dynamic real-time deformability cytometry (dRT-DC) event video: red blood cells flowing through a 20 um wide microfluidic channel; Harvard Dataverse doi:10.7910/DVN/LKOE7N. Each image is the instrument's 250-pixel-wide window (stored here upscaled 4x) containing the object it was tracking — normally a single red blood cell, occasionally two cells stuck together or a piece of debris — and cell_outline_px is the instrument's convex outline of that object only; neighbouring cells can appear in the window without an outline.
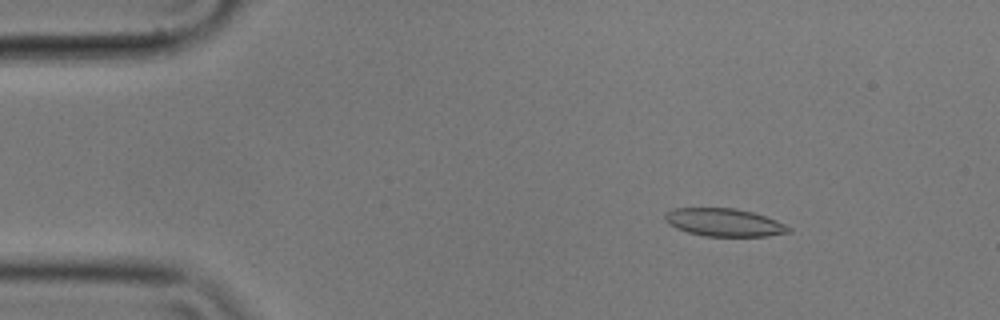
{"species": "common noctule bat (a hibernating species)", "species_latin": "Nyctalus noctula", "temperature_condition": "cold", "stored_images_in_passage": 56, "camera_frame_rate_fps": 3000, "um_per_image_px": 0.085, "animal": {"sex": "male", "body_mass_g": 17.9}, "frame": {"image": 1, "passage_image": 8, "time_ms": 2.333, "image_size_px": [1000, 320], "cell_outline_px": [[792, 232], [768, 236], [704, 236], [688, 232], [676, 228], [668, 224], [664, 220], [664, 212], [672, 208], [736, 208], [752, 212], [776, 220], [792, 228]], "centroid_in_image_um": [61.53, 18.9], "position_along_channel_um": 23.5, "area_um2": 20.23}}
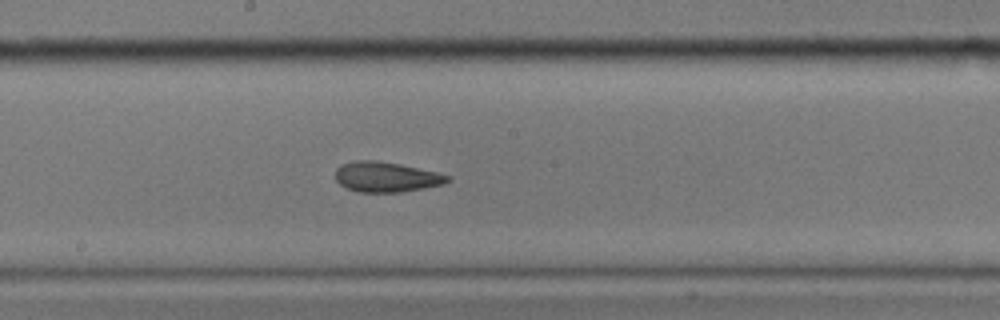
{"frame": {"image": 2, "passage_image": 30, "time_ms": 9.667, "image_size_px": [1000, 320], "cell_outline_px": [[452, 180], [444, 184], [400, 192], [360, 192], [348, 188], [340, 184], [336, 180], [336, 168], [340, 164], [356, 160], [376, 160], [400, 164], [436, 172], [452, 176]], "centroid_in_image_um": [32.84, 15.03], "position_along_channel_um": 215.4, "area_um2": 19.71}}
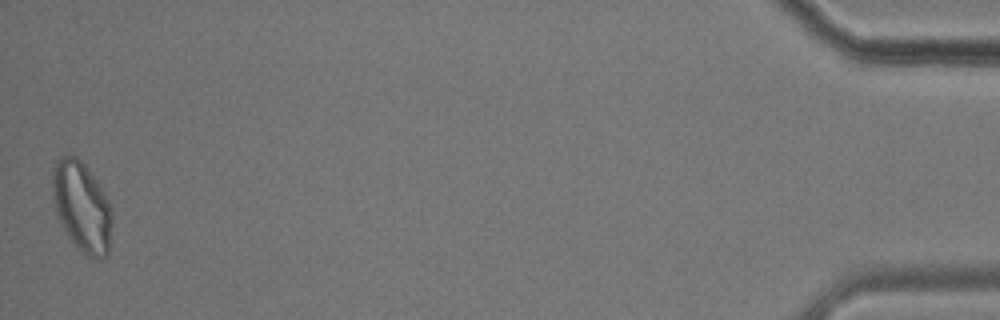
{"frame": {"image": 3, "passage_image": 56, "time_ms": 18.333, "image_size_px": [1000, 320], "cell_outline_px": [[112, 220], [108, 256], [100, 260], [92, 260], [84, 256], [76, 248], [68, 236], [56, 216], [52, 196], [52, 168], [56, 160], [60, 156], [76, 156], [84, 164], [96, 180], [104, 192], [112, 208]], "centroid_in_image_um": [6.95, 17.63], "position_along_channel_um": 428.2, "area_um2": 32.02}, "authors_computed_cell_mechanics": {"area_um2": 20.7791, "velocity_mm_per_s": 3.5258, "shape_relaxation_time_tau1_ms": null, "shape_relaxation_time_tau2_ms": 2.563, "deformation_change_tau1": null, "deformation_change_tau2": 0.075}}